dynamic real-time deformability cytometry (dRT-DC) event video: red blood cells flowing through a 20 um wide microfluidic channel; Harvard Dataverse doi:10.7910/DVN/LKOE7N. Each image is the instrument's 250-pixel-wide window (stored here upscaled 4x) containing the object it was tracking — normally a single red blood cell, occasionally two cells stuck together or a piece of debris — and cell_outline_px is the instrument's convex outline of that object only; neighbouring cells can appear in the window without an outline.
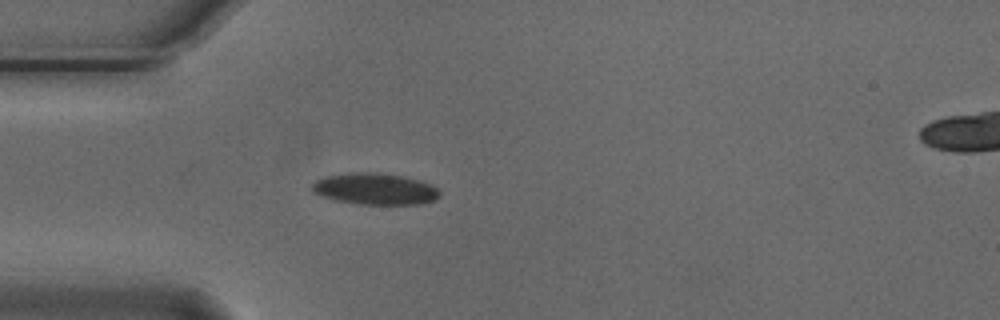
{"species": "Egyptian fruit bat (a non-hibernating species)", "species_latin": "Rousettus aegyptiacus", "temperature_condition": "cold", "stored_images_in_passage": 5, "segment_of_instrument_passage": [1, 2], "camera_frame_rate_fps": 3000, "um_per_image_px": 0.085, "animal": {"sex": "male"}, "frame": {"image": 1, "passage_image": 4, "time_ms": 1.0, "image_size_px": [1000, 320], "cell_outline_px": [[440, 196], [436, 200], [420, 204], [360, 204], [332, 200], [312, 192], [312, 184], [316, 180], [324, 176], [352, 172], [376, 172], [404, 176], [428, 184], [436, 188], [440, 192]], "centroid_in_image_um": [31.84, 16.06], "position_along_channel_um": 53.2, "area_um2": 23.47}}